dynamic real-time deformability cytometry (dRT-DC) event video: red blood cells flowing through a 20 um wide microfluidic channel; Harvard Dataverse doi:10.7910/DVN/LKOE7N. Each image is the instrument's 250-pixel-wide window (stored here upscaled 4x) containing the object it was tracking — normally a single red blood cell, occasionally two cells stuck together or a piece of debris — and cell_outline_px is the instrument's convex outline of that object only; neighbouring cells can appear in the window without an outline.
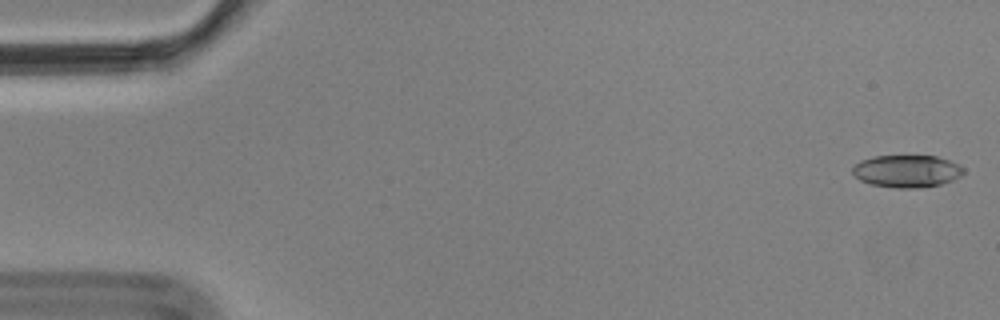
{"species": "Egyptian fruit bat (a non-hibernating species)", "species_latin": "Rousettus aegyptiacus", "temperature_condition": "cold", "stored_images_in_passage": 4, "camera_frame_rate_fps": 3000, "um_per_image_px": 0.085, "animal": {"sex": "male"}, "frame": {"image": 1, "passage_image": 1, "time_ms": 0.0, "image_size_px": [1000, 320], "cell_outline_px": [[964, 172], [960, 176], [952, 180], [940, 184], [916, 188], [896, 188], [872, 184], [860, 180], [852, 172], [852, 168], [860, 160], [876, 156], [936, 156], [960, 164], [964, 168]], "centroid_in_image_um": [77.09, 14.54], "position_along_channel_um": 7.9, "area_um2": 20.81}}
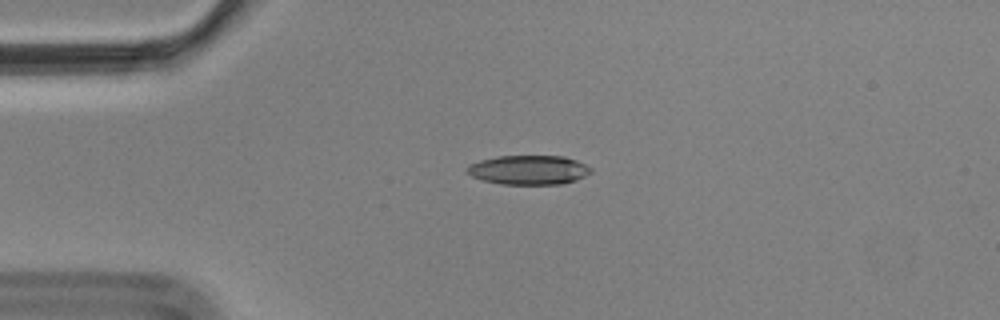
{"frame": {"image": 2, "passage_image": 4, "time_ms": 1.0, "image_size_px": [1000, 320], "cell_outline_px": [[592, 172], [576, 180], [560, 184], [500, 184], [484, 180], [472, 176], [464, 168], [468, 164], [480, 160], [496, 156], [564, 156], [576, 160], [592, 168]], "centroid_in_image_um": [44.92, 14.44], "position_along_channel_um": 40.1, "area_um2": 21.15}}